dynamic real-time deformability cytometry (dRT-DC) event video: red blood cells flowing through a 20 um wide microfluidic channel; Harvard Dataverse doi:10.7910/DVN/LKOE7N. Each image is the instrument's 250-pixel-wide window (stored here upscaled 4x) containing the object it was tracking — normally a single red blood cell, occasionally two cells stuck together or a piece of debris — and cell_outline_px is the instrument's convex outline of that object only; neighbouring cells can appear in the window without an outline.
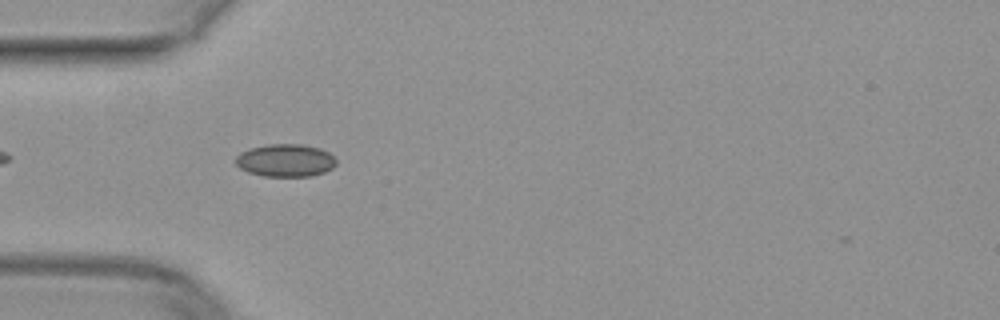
{"species": "common noctule bat (a hibernating species)", "species_latin": "Nyctalus noctula", "temperature_condition": "warm", "stored_images_in_passage": 6, "camera_frame_rate_fps": 3000, "um_per_image_px": 0.085, "animal": {"sex": "female", "body_mass_g": 29.2, "forearm_length_mm": 56.3}, "frame": {"image": 1, "passage_image": 3, "time_ms": 0.667, "image_size_px": [1000, 320], "cell_outline_px": [[336, 164], [332, 168], [324, 172], [312, 176], [264, 176], [248, 172], [240, 168], [236, 164], [236, 156], [240, 152], [248, 148], [268, 144], [300, 144], [320, 148], [328, 152], [336, 160]], "centroid_in_image_um": [24.25, 13.63], "position_along_channel_um": 60.8, "area_um2": 19.19}}